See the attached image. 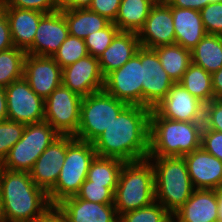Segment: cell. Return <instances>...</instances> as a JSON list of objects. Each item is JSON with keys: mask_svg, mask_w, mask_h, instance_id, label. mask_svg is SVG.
Segmentation results:
<instances>
[{"mask_svg": "<svg viewBox=\"0 0 222 222\" xmlns=\"http://www.w3.org/2000/svg\"><path fill=\"white\" fill-rule=\"evenodd\" d=\"M25 124L4 120L0 122V164L8 155L10 149L22 137Z\"/></svg>", "mask_w": 222, "mask_h": 222, "instance_id": "cell-36", "label": "cell"}, {"mask_svg": "<svg viewBox=\"0 0 222 222\" xmlns=\"http://www.w3.org/2000/svg\"><path fill=\"white\" fill-rule=\"evenodd\" d=\"M214 99H222V67L211 74Z\"/></svg>", "mask_w": 222, "mask_h": 222, "instance_id": "cell-46", "label": "cell"}, {"mask_svg": "<svg viewBox=\"0 0 222 222\" xmlns=\"http://www.w3.org/2000/svg\"><path fill=\"white\" fill-rule=\"evenodd\" d=\"M13 42L11 39V32L6 14L2 12L0 14V51H4L13 48Z\"/></svg>", "mask_w": 222, "mask_h": 222, "instance_id": "cell-42", "label": "cell"}, {"mask_svg": "<svg viewBox=\"0 0 222 222\" xmlns=\"http://www.w3.org/2000/svg\"><path fill=\"white\" fill-rule=\"evenodd\" d=\"M203 122H184L161 117L151 109L148 157H183L201 148Z\"/></svg>", "mask_w": 222, "mask_h": 222, "instance_id": "cell-3", "label": "cell"}, {"mask_svg": "<svg viewBox=\"0 0 222 222\" xmlns=\"http://www.w3.org/2000/svg\"><path fill=\"white\" fill-rule=\"evenodd\" d=\"M171 7L187 8L200 11L204 8V0H165Z\"/></svg>", "mask_w": 222, "mask_h": 222, "instance_id": "cell-43", "label": "cell"}, {"mask_svg": "<svg viewBox=\"0 0 222 222\" xmlns=\"http://www.w3.org/2000/svg\"><path fill=\"white\" fill-rule=\"evenodd\" d=\"M62 84L82 98L102 91L104 76L101 73L98 58L87 55L62 68Z\"/></svg>", "mask_w": 222, "mask_h": 222, "instance_id": "cell-14", "label": "cell"}, {"mask_svg": "<svg viewBox=\"0 0 222 222\" xmlns=\"http://www.w3.org/2000/svg\"><path fill=\"white\" fill-rule=\"evenodd\" d=\"M59 136L45 120L25 125L21 139L10 149L0 167L29 173L43 151Z\"/></svg>", "mask_w": 222, "mask_h": 222, "instance_id": "cell-7", "label": "cell"}, {"mask_svg": "<svg viewBox=\"0 0 222 222\" xmlns=\"http://www.w3.org/2000/svg\"><path fill=\"white\" fill-rule=\"evenodd\" d=\"M141 47L136 32L120 31L98 58L102 75L121 68Z\"/></svg>", "mask_w": 222, "mask_h": 222, "instance_id": "cell-23", "label": "cell"}, {"mask_svg": "<svg viewBox=\"0 0 222 222\" xmlns=\"http://www.w3.org/2000/svg\"><path fill=\"white\" fill-rule=\"evenodd\" d=\"M68 36V26L62 11L47 13L40 19L33 44L26 52L52 57Z\"/></svg>", "mask_w": 222, "mask_h": 222, "instance_id": "cell-17", "label": "cell"}, {"mask_svg": "<svg viewBox=\"0 0 222 222\" xmlns=\"http://www.w3.org/2000/svg\"><path fill=\"white\" fill-rule=\"evenodd\" d=\"M200 14L206 33L222 36V1L209 3Z\"/></svg>", "mask_w": 222, "mask_h": 222, "instance_id": "cell-37", "label": "cell"}, {"mask_svg": "<svg viewBox=\"0 0 222 222\" xmlns=\"http://www.w3.org/2000/svg\"><path fill=\"white\" fill-rule=\"evenodd\" d=\"M27 52L17 47L0 51V86L7 87L24 76Z\"/></svg>", "mask_w": 222, "mask_h": 222, "instance_id": "cell-31", "label": "cell"}, {"mask_svg": "<svg viewBox=\"0 0 222 222\" xmlns=\"http://www.w3.org/2000/svg\"><path fill=\"white\" fill-rule=\"evenodd\" d=\"M3 7L40 11L44 14L58 11L56 0H3Z\"/></svg>", "mask_w": 222, "mask_h": 222, "instance_id": "cell-38", "label": "cell"}, {"mask_svg": "<svg viewBox=\"0 0 222 222\" xmlns=\"http://www.w3.org/2000/svg\"><path fill=\"white\" fill-rule=\"evenodd\" d=\"M93 143L66 135V157L55 187L48 193L52 206L75 196L87 179L91 162L96 157Z\"/></svg>", "mask_w": 222, "mask_h": 222, "instance_id": "cell-6", "label": "cell"}, {"mask_svg": "<svg viewBox=\"0 0 222 222\" xmlns=\"http://www.w3.org/2000/svg\"><path fill=\"white\" fill-rule=\"evenodd\" d=\"M87 55L89 54L86 49L85 40L69 35L52 58L61 68H64Z\"/></svg>", "mask_w": 222, "mask_h": 222, "instance_id": "cell-33", "label": "cell"}, {"mask_svg": "<svg viewBox=\"0 0 222 222\" xmlns=\"http://www.w3.org/2000/svg\"><path fill=\"white\" fill-rule=\"evenodd\" d=\"M163 69L174 83H179L183 74L192 63L191 51L179 44L164 45L154 48Z\"/></svg>", "mask_w": 222, "mask_h": 222, "instance_id": "cell-28", "label": "cell"}, {"mask_svg": "<svg viewBox=\"0 0 222 222\" xmlns=\"http://www.w3.org/2000/svg\"><path fill=\"white\" fill-rule=\"evenodd\" d=\"M155 202L154 170L149 158L124 162L114 192L118 216Z\"/></svg>", "mask_w": 222, "mask_h": 222, "instance_id": "cell-5", "label": "cell"}, {"mask_svg": "<svg viewBox=\"0 0 222 222\" xmlns=\"http://www.w3.org/2000/svg\"><path fill=\"white\" fill-rule=\"evenodd\" d=\"M66 157V135H60L39 156L31 171L34 183L47 194L55 187Z\"/></svg>", "mask_w": 222, "mask_h": 222, "instance_id": "cell-18", "label": "cell"}, {"mask_svg": "<svg viewBox=\"0 0 222 222\" xmlns=\"http://www.w3.org/2000/svg\"><path fill=\"white\" fill-rule=\"evenodd\" d=\"M203 126L222 132V99H214L205 104Z\"/></svg>", "mask_w": 222, "mask_h": 222, "instance_id": "cell-39", "label": "cell"}, {"mask_svg": "<svg viewBox=\"0 0 222 222\" xmlns=\"http://www.w3.org/2000/svg\"><path fill=\"white\" fill-rule=\"evenodd\" d=\"M154 170L155 201L171 215L190 198L195 188L183 157H148Z\"/></svg>", "mask_w": 222, "mask_h": 222, "instance_id": "cell-4", "label": "cell"}, {"mask_svg": "<svg viewBox=\"0 0 222 222\" xmlns=\"http://www.w3.org/2000/svg\"><path fill=\"white\" fill-rule=\"evenodd\" d=\"M214 191L218 203V222H222V186L215 188Z\"/></svg>", "mask_w": 222, "mask_h": 222, "instance_id": "cell-48", "label": "cell"}, {"mask_svg": "<svg viewBox=\"0 0 222 222\" xmlns=\"http://www.w3.org/2000/svg\"><path fill=\"white\" fill-rule=\"evenodd\" d=\"M119 32V28L111 22L106 28L89 34L84 39L88 54L99 58Z\"/></svg>", "mask_w": 222, "mask_h": 222, "instance_id": "cell-35", "label": "cell"}, {"mask_svg": "<svg viewBox=\"0 0 222 222\" xmlns=\"http://www.w3.org/2000/svg\"><path fill=\"white\" fill-rule=\"evenodd\" d=\"M195 189L214 190L222 186V161L202 147L183 156Z\"/></svg>", "mask_w": 222, "mask_h": 222, "instance_id": "cell-19", "label": "cell"}, {"mask_svg": "<svg viewBox=\"0 0 222 222\" xmlns=\"http://www.w3.org/2000/svg\"><path fill=\"white\" fill-rule=\"evenodd\" d=\"M67 26L69 35L85 39L89 34L106 28L111 21L98 13L85 9L61 10Z\"/></svg>", "mask_w": 222, "mask_h": 222, "instance_id": "cell-25", "label": "cell"}, {"mask_svg": "<svg viewBox=\"0 0 222 222\" xmlns=\"http://www.w3.org/2000/svg\"><path fill=\"white\" fill-rule=\"evenodd\" d=\"M7 119L25 125L44 121L45 100L22 77L5 87Z\"/></svg>", "mask_w": 222, "mask_h": 222, "instance_id": "cell-11", "label": "cell"}, {"mask_svg": "<svg viewBox=\"0 0 222 222\" xmlns=\"http://www.w3.org/2000/svg\"><path fill=\"white\" fill-rule=\"evenodd\" d=\"M192 63L212 74L222 67V36L206 34L191 50Z\"/></svg>", "mask_w": 222, "mask_h": 222, "instance_id": "cell-27", "label": "cell"}, {"mask_svg": "<svg viewBox=\"0 0 222 222\" xmlns=\"http://www.w3.org/2000/svg\"><path fill=\"white\" fill-rule=\"evenodd\" d=\"M142 63V106L155 108L175 84L163 69L154 49L140 47Z\"/></svg>", "mask_w": 222, "mask_h": 222, "instance_id": "cell-12", "label": "cell"}, {"mask_svg": "<svg viewBox=\"0 0 222 222\" xmlns=\"http://www.w3.org/2000/svg\"><path fill=\"white\" fill-rule=\"evenodd\" d=\"M218 203L214 190L195 189L173 215V222H218Z\"/></svg>", "mask_w": 222, "mask_h": 222, "instance_id": "cell-21", "label": "cell"}, {"mask_svg": "<svg viewBox=\"0 0 222 222\" xmlns=\"http://www.w3.org/2000/svg\"><path fill=\"white\" fill-rule=\"evenodd\" d=\"M137 35L145 48L175 44L172 7L165 0H157Z\"/></svg>", "mask_w": 222, "mask_h": 222, "instance_id": "cell-13", "label": "cell"}, {"mask_svg": "<svg viewBox=\"0 0 222 222\" xmlns=\"http://www.w3.org/2000/svg\"><path fill=\"white\" fill-rule=\"evenodd\" d=\"M172 16L175 43L191 51L207 34L200 11L172 7Z\"/></svg>", "mask_w": 222, "mask_h": 222, "instance_id": "cell-24", "label": "cell"}, {"mask_svg": "<svg viewBox=\"0 0 222 222\" xmlns=\"http://www.w3.org/2000/svg\"><path fill=\"white\" fill-rule=\"evenodd\" d=\"M201 147L222 161V132L207 129L203 126Z\"/></svg>", "mask_w": 222, "mask_h": 222, "instance_id": "cell-40", "label": "cell"}, {"mask_svg": "<svg viewBox=\"0 0 222 222\" xmlns=\"http://www.w3.org/2000/svg\"><path fill=\"white\" fill-rule=\"evenodd\" d=\"M9 22L14 47L25 52L32 46L40 19L45 15L40 11L3 7Z\"/></svg>", "mask_w": 222, "mask_h": 222, "instance_id": "cell-22", "label": "cell"}, {"mask_svg": "<svg viewBox=\"0 0 222 222\" xmlns=\"http://www.w3.org/2000/svg\"><path fill=\"white\" fill-rule=\"evenodd\" d=\"M124 161L96 155L90 164L87 180L92 184H118Z\"/></svg>", "mask_w": 222, "mask_h": 222, "instance_id": "cell-30", "label": "cell"}, {"mask_svg": "<svg viewBox=\"0 0 222 222\" xmlns=\"http://www.w3.org/2000/svg\"><path fill=\"white\" fill-rule=\"evenodd\" d=\"M222 1V0H204V7L211 2Z\"/></svg>", "mask_w": 222, "mask_h": 222, "instance_id": "cell-50", "label": "cell"}, {"mask_svg": "<svg viewBox=\"0 0 222 222\" xmlns=\"http://www.w3.org/2000/svg\"><path fill=\"white\" fill-rule=\"evenodd\" d=\"M179 84L204 104L214 100L211 74L191 63Z\"/></svg>", "mask_w": 222, "mask_h": 222, "instance_id": "cell-29", "label": "cell"}, {"mask_svg": "<svg viewBox=\"0 0 222 222\" xmlns=\"http://www.w3.org/2000/svg\"><path fill=\"white\" fill-rule=\"evenodd\" d=\"M204 106L179 83H175L167 96L153 108L161 117L184 122H203Z\"/></svg>", "mask_w": 222, "mask_h": 222, "instance_id": "cell-16", "label": "cell"}, {"mask_svg": "<svg viewBox=\"0 0 222 222\" xmlns=\"http://www.w3.org/2000/svg\"><path fill=\"white\" fill-rule=\"evenodd\" d=\"M56 207L68 222H118L114 204L88 202L76 196L68 197Z\"/></svg>", "mask_w": 222, "mask_h": 222, "instance_id": "cell-20", "label": "cell"}, {"mask_svg": "<svg viewBox=\"0 0 222 222\" xmlns=\"http://www.w3.org/2000/svg\"><path fill=\"white\" fill-rule=\"evenodd\" d=\"M156 2L157 0H121L113 23L120 31L138 33Z\"/></svg>", "mask_w": 222, "mask_h": 222, "instance_id": "cell-26", "label": "cell"}, {"mask_svg": "<svg viewBox=\"0 0 222 222\" xmlns=\"http://www.w3.org/2000/svg\"><path fill=\"white\" fill-rule=\"evenodd\" d=\"M92 0H56L58 10L64 9H85L88 8Z\"/></svg>", "mask_w": 222, "mask_h": 222, "instance_id": "cell-44", "label": "cell"}, {"mask_svg": "<svg viewBox=\"0 0 222 222\" xmlns=\"http://www.w3.org/2000/svg\"><path fill=\"white\" fill-rule=\"evenodd\" d=\"M23 77L30 88L46 100L62 84V68L52 57L27 54Z\"/></svg>", "mask_w": 222, "mask_h": 222, "instance_id": "cell-15", "label": "cell"}, {"mask_svg": "<svg viewBox=\"0 0 222 222\" xmlns=\"http://www.w3.org/2000/svg\"><path fill=\"white\" fill-rule=\"evenodd\" d=\"M127 105L104 90L83 97L79 127L74 138L92 143Z\"/></svg>", "mask_w": 222, "mask_h": 222, "instance_id": "cell-8", "label": "cell"}, {"mask_svg": "<svg viewBox=\"0 0 222 222\" xmlns=\"http://www.w3.org/2000/svg\"><path fill=\"white\" fill-rule=\"evenodd\" d=\"M150 112L148 107L127 105L92 142L96 154L124 162L148 158Z\"/></svg>", "mask_w": 222, "mask_h": 222, "instance_id": "cell-1", "label": "cell"}, {"mask_svg": "<svg viewBox=\"0 0 222 222\" xmlns=\"http://www.w3.org/2000/svg\"><path fill=\"white\" fill-rule=\"evenodd\" d=\"M3 12V0H0V14Z\"/></svg>", "mask_w": 222, "mask_h": 222, "instance_id": "cell-51", "label": "cell"}, {"mask_svg": "<svg viewBox=\"0 0 222 222\" xmlns=\"http://www.w3.org/2000/svg\"><path fill=\"white\" fill-rule=\"evenodd\" d=\"M82 97L63 84L45 100L44 120L60 135L75 136L80 122Z\"/></svg>", "mask_w": 222, "mask_h": 222, "instance_id": "cell-9", "label": "cell"}, {"mask_svg": "<svg viewBox=\"0 0 222 222\" xmlns=\"http://www.w3.org/2000/svg\"><path fill=\"white\" fill-rule=\"evenodd\" d=\"M0 197L7 222H34L51 207L48 194L28 172L0 167Z\"/></svg>", "mask_w": 222, "mask_h": 222, "instance_id": "cell-2", "label": "cell"}, {"mask_svg": "<svg viewBox=\"0 0 222 222\" xmlns=\"http://www.w3.org/2000/svg\"><path fill=\"white\" fill-rule=\"evenodd\" d=\"M118 222H173L172 215L157 201L119 215Z\"/></svg>", "mask_w": 222, "mask_h": 222, "instance_id": "cell-32", "label": "cell"}, {"mask_svg": "<svg viewBox=\"0 0 222 222\" xmlns=\"http://www.w3.org/2000/svg\"><path fill=\"white\" fill-rule=\"evenodd\" d=\"M34 222H68L56 206H52L43 216Z\"/></svg>", "mask_w": 222, "mask_h": 222, "instance_id": "cell-45", "label": "cell"}, {"mask_svg": "<svg viewBox=\"0 0 222 222\" xmlns=\"http://www.w3.org/2000/svg\"><path fill=\"white\" fill-rule=\"evenodd\" d=\"M120 3L121 0H92L88 9L114 22L119 11Z\"/></svg>", "mask_w": 222, "mask_h": 222, "instance_id": "cell-41", "label": "cell"}, {"mask_svg": "<svg viewBox=\"0 0 222 222\" xmlns=\"http://www.w3.org/2000/svg\"><path fill=\"white\" fill-rule=\"evenodd\" d=\"M0 222H7L4 215L3 203L1 201V197H0Z\"/></svg>", "mask_w": 222, "mask_h": 222, "instance_id": "cell-49", "label": "cell"}, {"mask_svg": "<svg viewBox=\"0 0 222 222\" xmlns=\"http://www.w3.org/2000/svg\"><path fill=\"white\" fill-rule=\"evenodd\" d=\"M7 120V104L5 88L0 86V122Z\"/></svg>", "mask_w": 222, "mask_h": 222, "instance_id": "cell-47", "label": "cell"}, {"mask_svg": "<svg viewBox=\"0 0 222 222\" xmlns=\"http://www.w3.org/2000/svg\"><path fill=\"white\" fill-rule=\"evenodd\" d=\"M116 186L117 184H92V181L86 179L75 196L88 202L114 204Z\"/></svg>", "mask_w": 222, "mask_h": 222, "instance_id": "cell-34", "label": "cell"}, {"mask_svg": "<svg viewBox=\"0 0 222 222\" xmlns=\"http://www.w3.org/2000/svg\"><path fill=\"white\" fill-rule=\"evenodd\" d=\"M142 63L140 48L121 68L104 77L103 90L128 105L142 106Z\"/></svg>", "mask_w": 222, "mask_h": 222, "instance_id": "cell-10", "label": "cell"}]
</instances>
